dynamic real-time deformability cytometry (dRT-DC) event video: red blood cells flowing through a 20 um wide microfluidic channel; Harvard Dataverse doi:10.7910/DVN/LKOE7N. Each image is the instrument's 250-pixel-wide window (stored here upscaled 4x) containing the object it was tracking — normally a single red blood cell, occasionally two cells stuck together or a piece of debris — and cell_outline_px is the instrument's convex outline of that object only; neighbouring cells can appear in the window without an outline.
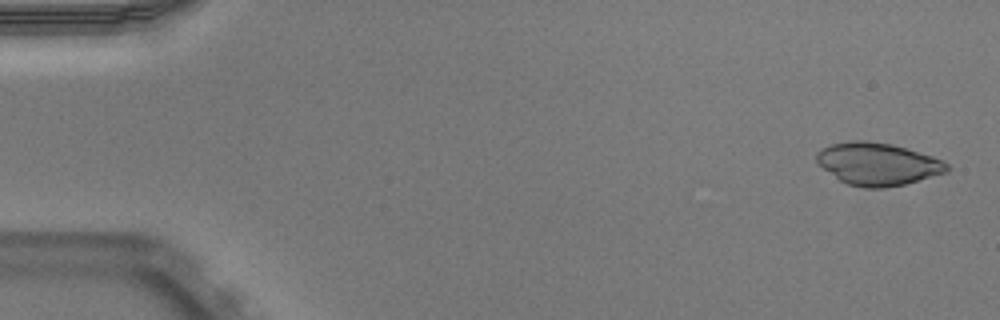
{"species": "Egyptian fruit bat (a non-hibernating species)", "species_latin": "Rousettus aegyptiacus", "temperature_condition": "warm", "stored_images_in_passage": 51, "camera_frame_rate_fps": 3000, "um_per_image_px": 0.085, "animal": {"sex": "male"}, "frame": {"image": 1, "passage_image": 2, "time_ms": 0.333, "image_size_px": [1000, 320], "cell_outline_px": [[952, 168], [948, 172], [904, 184], [884, 188], [864, 188], [848, 184], [840, 180], [824, 168], [816, 160], [816, 152], [832, 144], [852, 140], [864, 140], [892, 144], [932, 156], [944, 160]], "centroid_in_image_um": [74.65, 13.94], "position_along_channel_um": 10.4, "area_um2": 32.14}}
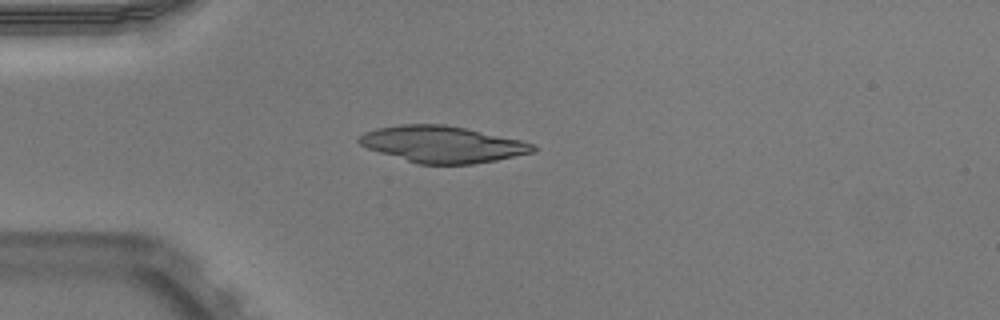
{"frame": {"image": 2, "passage_image": 14, "time_ms": 4.333, "image_size_px": [1000, 320], "cell_outline_px": [[540, 148], [536, 152], [496, 160], [472, 164], [416, 164], [368, 148], [360, 144], [356, 140], [364, 132], [376, 128], [400, 124], [444, 124], [464, 128], [520, 140], [532, 144]], "centroid_in_image_um": [37.61, 12.27], "position_along_channel_um": 47.4, "area_um2": 36.93}}